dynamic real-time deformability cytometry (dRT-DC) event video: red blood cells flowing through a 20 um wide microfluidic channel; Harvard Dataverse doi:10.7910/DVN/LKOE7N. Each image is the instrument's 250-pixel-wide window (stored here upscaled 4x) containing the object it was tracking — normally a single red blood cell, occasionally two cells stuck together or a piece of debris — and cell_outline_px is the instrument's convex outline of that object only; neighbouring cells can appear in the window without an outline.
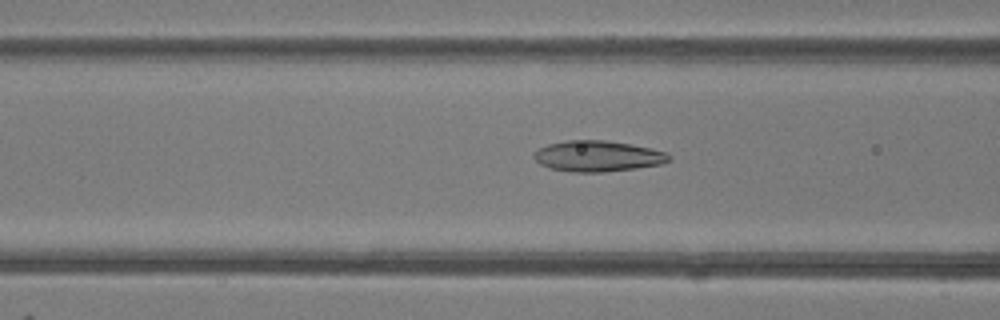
{"species": "common noctule bat (a hibernating species)", "species_latin": "Nyctalus noctula", "temperature_condition": "room temperature", "stored_images_in_passage": 48, "camera_frame_rate_fps": 3000, "um_per_image_px": 0.085, "animal": {"sex": "female"}, "frame": {"image": 1, "passage_image": 19, "time_ms": 6.0, "image_size_px": [1000, 320], "cell_outline_px": [[668, 160], [660, 164], [636, 168], [604, 172], [572, 172], [548, 168], [540, 164], [532, 156], [532, 152], [548, 144], [568, 140], [604, 140], [628, 144], [668, 152]], "centroid_in_image_um": [50.73, 13.27], "position_along_channel_um": 115.9, "area_um2": 24.1}}
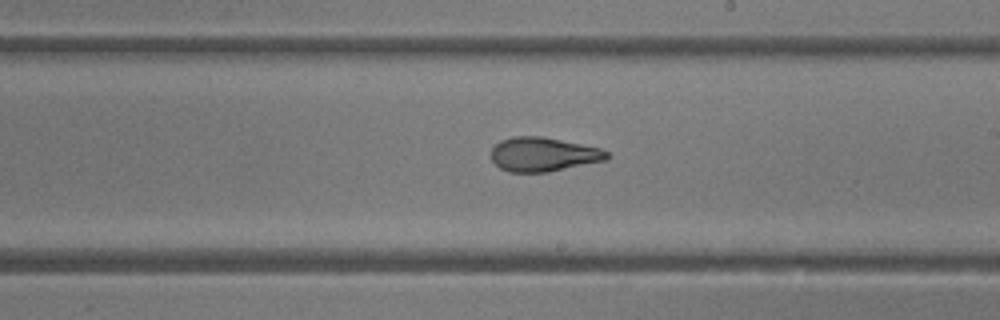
{"frame": {"image": 2, "passage_image": 28, "time_ms": 9.0, "image_size_px": [1000, 320], "cell_outline_px": [[612, 156], [608, 160], [548, 172], [508, 172], [500, 168], [492, 160], [492, 148], [500, 140], [512, 136], [544, 136], [600, 148], [608, 152]], "centroid_in_image_um": [46.21, 13.12], "position_along_channel_um": 242.8, "area_um2": 23.24}}
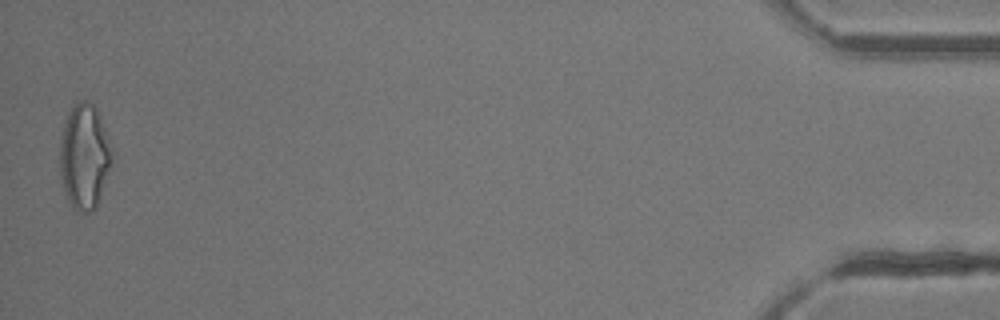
{"frame": {"image": 3, "passage_image": 48, "time_ms": 15.667, "image_size_px": [1000, 320], "cell_outline_px": [[112, 164], [96, 208], [92, 212], [76, 212], [72, 208], [68, 200], [60, 176], [60, 144], [64, 124], [68, 112], [76, 100], [84, 100], [92, 104], [96, 108], [104, 128], [112, 152]], "centroid_in_image_um": [7.16, 13.33], "position_along_channel_um": 428.0, "area_um2": 31.85}, "authors_computed_cell_mechanics": {"area_um2": 24.565, "velocity_mm_per_s": 4.2245, "shape_relaxation_time_tau1_ms": 4.892, "shape_relaxation_time_tau2_ms": 1.3509, "deformation_change_tau1": 0.1743, "deformation_change_tau2": 0.0867}}